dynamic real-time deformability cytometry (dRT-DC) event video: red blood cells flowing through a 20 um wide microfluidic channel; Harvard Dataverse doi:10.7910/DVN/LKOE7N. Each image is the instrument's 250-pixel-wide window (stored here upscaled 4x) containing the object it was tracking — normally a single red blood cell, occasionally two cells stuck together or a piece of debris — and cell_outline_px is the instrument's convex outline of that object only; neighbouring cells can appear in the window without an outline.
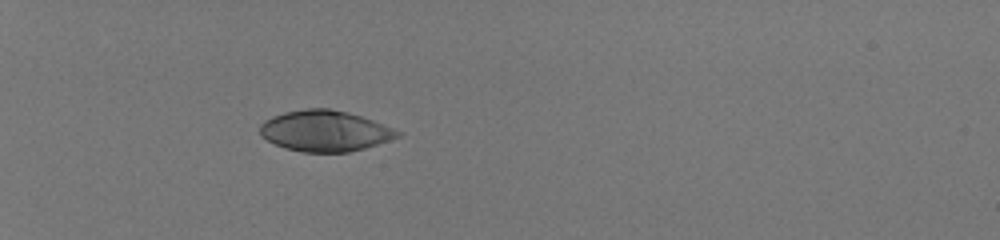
{"species": "human", "species_latin": "Homo sapiens", "temperature_condition": "room temperature", "stored_images_in_passage": 35, "camera_frame_rate_fps": 3000, "um_per_image_px": 0.085, "donor": {"sex": "male"}, "frame": {"image": 1, "passage_image": 1, "time_ms": 0.0, "image_size_px": [1000, 240], "cell_outline_px": [[400, 136], [364, 148], [348, 152], [300, 152], [284, 148], [260, 136], [260, 124], [264, 120], [272, 116], [284, 112], [304, 108], [328, 108], [348, 112], [372, 120], [392, 128], [400, 132]], "centroid_in_image_um": [27.56, 11.12], "position_along_channel_um": 57.4, "area_um2": 32.66}}
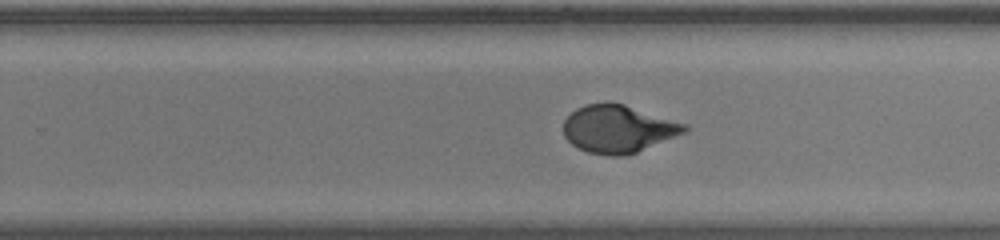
{"frame": {"image": 2, "passage_image": 20, "time_ms": 6.333, "image_size_px": [1000, 240], "cell_outline_px": [[688, 128], [684, 132], [636, 152], [624, 156], [612, 156], [588, 152], [572, 144], [564, 136], [564, 120], [576, 108], [584, 104], [608, 100], [624, 104], [688, 124]], "centroid_in_image_um": [52.51, 10.92], "position_along_channel_um": 277.3, "area_um2": 33.58}}
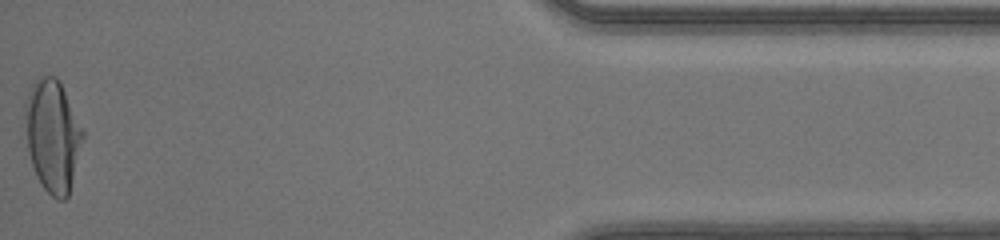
{"frame": {"image": 3, "passage_image": 35, "time_ms": 11.333, "image_size_px": [1000, 240], "cell_outline_px": [[84, 136], [68, 196], [64, 200], [56, 200], [40, 184], [36, 176], [28, 152], [24, 112], [24, 104], [28, 92], [32, 84], [40, 76], [56, 76], [60, 80], [84, 132]], "centroid_in_image_um": [4.46, 11.52], "position_along_channel_um": 430.7, "area_um2": 37.74}, "authors_computed_cell_mechanics": {"area_um2": 33.813, "velocity_mm_per_s": 4.1376, "shape_relaxation_time_tau1_ms": 4.7767, "shape_relaxation_time_tau2_ms": null, "deformation_change_tau1": 0.2311, "deformation_change_tau2": null}}